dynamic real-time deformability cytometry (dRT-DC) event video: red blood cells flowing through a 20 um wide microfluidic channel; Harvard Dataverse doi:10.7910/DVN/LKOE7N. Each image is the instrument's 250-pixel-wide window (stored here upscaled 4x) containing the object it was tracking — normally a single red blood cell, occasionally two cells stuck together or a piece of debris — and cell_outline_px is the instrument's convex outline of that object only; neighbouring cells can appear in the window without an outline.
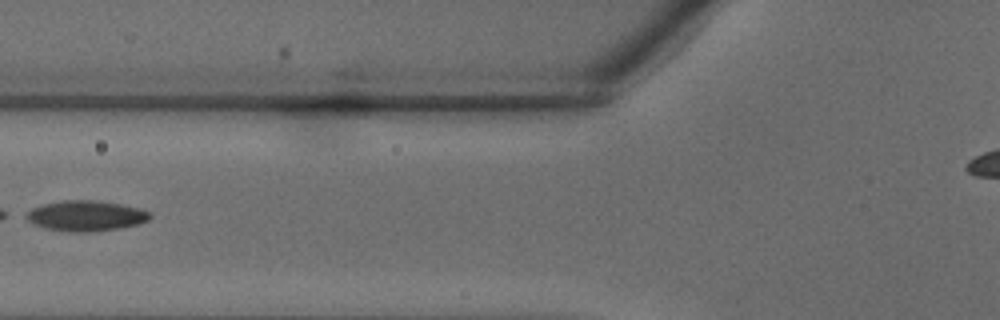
{"species": "common noctule bat (a hibernating species)", "species_latin": "Nyctalus noctula", "temperature_condition": "warm", "stored_images_in_passage": 24, "camera_frame_rate_fps": 3000, "um_per_image_px": 0.085, "animal": {"sex": "male", "body_mass_g": 18.8}, "frame": {"image": 1, "passage_image": 4, "time_ms": 1.0, "image_size_px": [1000, 320], "cell_outline_px": [[152, 216], [148, 220], [136, 224], [116, 228], [92, 232], [72, 232], [48, 228], [36, 224], [20, 216], [24, 212], [32, 208], [44, 204], [64, 200], [92, 200], [120, 204], [140, 208], [148, 212]], "centroid_in_image_um": [7.25, 18.33], "position_along_channel_um": 118.6, "area_um2": 21.73}}
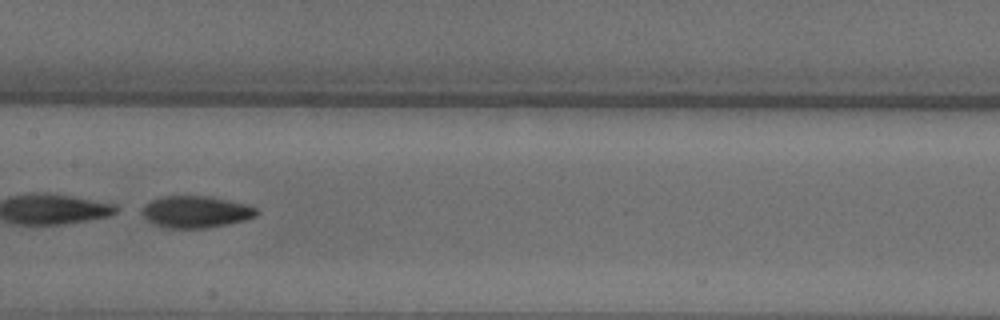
{"frame": {"image": 2, "passage_image": 8, "time_ms": 2.333, "image_size_px": [1000, 320], "cell_outline_px": [[260, 212], [256, 216], [244, 220], [204, 228], [168, 228], [156, 224], [148, 220], [140, 212], [140, 208], [152, 200], [164, 196], [208, 196], [248, 204], [256, 208]], "centroid_in_image_um": [16.65, 17.99], "position_along_channel_um": 190.8, "area_um2": 21.1}}